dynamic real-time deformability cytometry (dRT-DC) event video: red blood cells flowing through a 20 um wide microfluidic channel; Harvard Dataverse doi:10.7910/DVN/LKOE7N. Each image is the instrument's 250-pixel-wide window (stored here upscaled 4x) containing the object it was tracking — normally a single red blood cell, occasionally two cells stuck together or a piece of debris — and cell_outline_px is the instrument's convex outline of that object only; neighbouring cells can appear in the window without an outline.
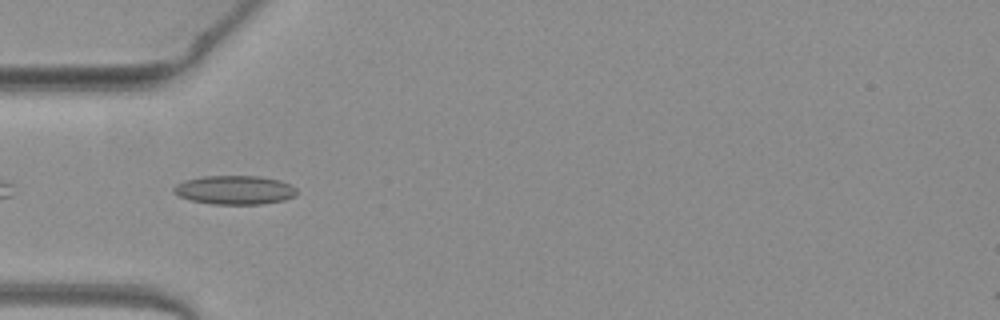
{"species": "common noctule bat (a hibernating species)", "species_latin": "Nyctalus noctula", "temperature_condition": "warm", "stored_images_in_passage": 35, "camera_frame_rate_fps": 3000, "um_per_image_px": 0.085, "animal": {"sex": "female", "body_mass_g": 19.3, "forearm_length_mm": 54.1}, "frame": {"image": 1, "passage_image": 3, "time_ms": 0.667, "image_size_px": [1000, 320], "cell_outline_px": [[296, 196], [284, 200], [260, 204], [212, 204], [192, 200], [180, 196], [172, 192], [172, 188], [176, 184], [184, 180], [204, 176], [260, 176], [280, 180], [296, 188]], "centroid_in_image_um": [19.94, 16.14], "position_along_channel_um": 65.1, "area_um2": 20.69}}
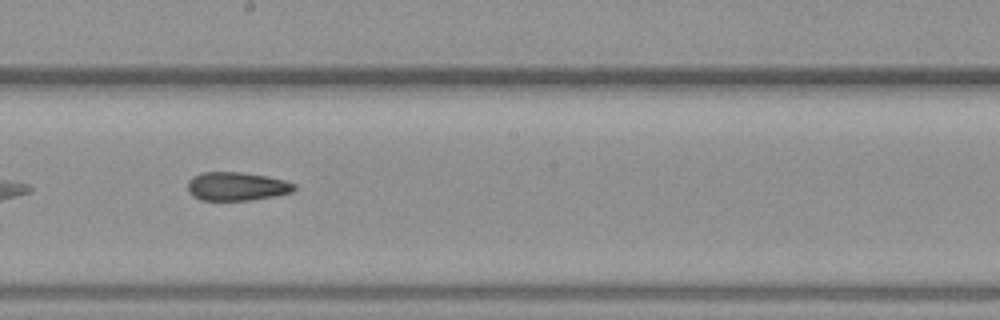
{"frame": {"image": 2, "passage_image": 15, "time_ms": 4.667, "image_size_px": [1000, 320], "cell_outline_px": [[296, 188], [292, 192], [276, 196], [252, 200], [200, 200], [192, 196], [188, 192], [188, 180], [192, 176], [200, 172], [240, 172], [264, 176], [284, 180], [296, 184]], "centroid_in_image_um": [20.09, 15.84], "position_along_channel_um": 228.1, "area_um2": 17.86}}
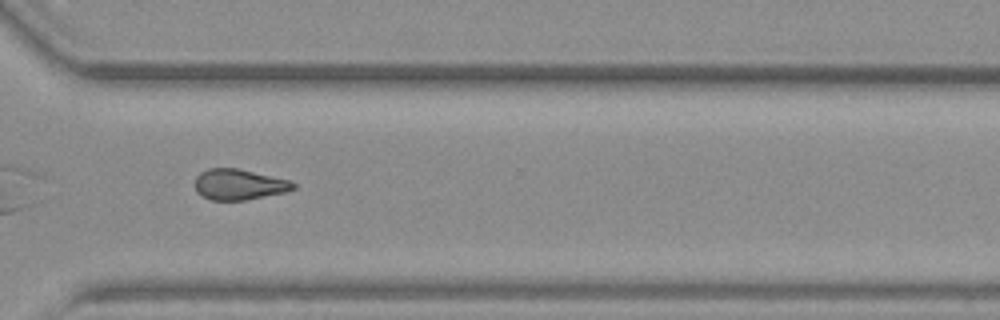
{"frame": {"image": 3, "passage_image": 24, "time_ms": 7.667, "image_size_px": [1000, 320], "cell_outline_px": [[296, 188], [288, 192], [244, 200], [212, 200], [196, 192], [196, 176], [200, 172], [208, 168], [236, 168], [292, 180], [296, 184]], "centroid_in_image_um": [20.37, 15.67], "position_along_channel_um": 350.2, "area_um2": 17.69}, "authors_computed_cell_mechanics": {"area_um2": 17.8602, "velocity_mm_per_s": 4.0756, "shape_relaxation_time_tau1_ms": null, "shape_relaxation_time_tau2_ms": 3.1205, "deformation_change_tau1": null, "deformation_change_tau2": 0.1161}}